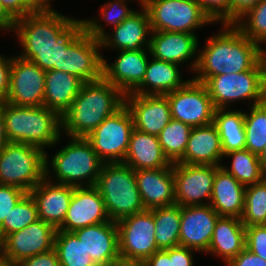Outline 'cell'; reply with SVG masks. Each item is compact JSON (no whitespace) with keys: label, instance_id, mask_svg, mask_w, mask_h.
I'll use <instances>...</instances> for the list:
<instances>
[{"label":"cell","instance_id":"cell-1","mask_svg":"<svg viewBox=\"0 0 266 266\" xmlns=\"http://www.w3.org/2000/svg\"><path fill=\"white\" fill-rule=\"evenodd\" d=\"M222 29L209 36L203 49L198 50L194 70L197 75L193 80L204 83L212 76L240 73L261 62L259 44L246 37L234 24H223Z\"/></svg>","mask_w":266,"mask_h":266},{"label":"cell","instance_id":"cell-2","mask_svg":"<svg viewBox=\"0 0 266 266\" xmlns=\"http://www.w3.org/2000/svg\"><path fill=\"white\" fill-rule=\"evenodd\" d=\"M124 105L125 94L103 77L85 82L71 107L61 116V133L86 138Z\"/></svg>","mask_w":266,"mask_h":266},{"label":"cell","instance_id":"cell-3","mask_svg":"<svg viewBox=\"0 0 266 266\" xmlns=\"http://www.w3.org/2000/svg\"><path fill=\"white\" fill-rule=\"evenodd\" d=\"M7 138L39 147H56L62 138L61 117L45 106H16L3 102Z\"/></svg>","mask_w":266,"mask_h":266},{"label":"cell","instance_id":"cell-4","mask_svg":"<svg viewBox=\"0 0 266 266\" xmlns=\"http://www.w3.org/2000/svg\"><path fill=\"white\" fill-rule=\"evenodd\" d=\"M68 140L62 149L51 156V160L45 151V178L53 183L73 187L95 186L104 162L86 138L69 137ZM50 171H54V181Z\"/></svg>","mask_w":266,"mask_h":266},{"label":"cell","instance_id":"cell-5","mask_svg":"<svg viewBox=\"0 0 266 266\" xmlns=\"http://www.w3.org/2000/svg\"><path fill=\"white\" fill-rule=\"evenodd\" d=\"M95 187L103 197L111 221L145 210L135 171L123 162L104 163Z\"/></svg>","mask_w":266,"mask_h":266},{"label":"cell","instance_id":"cell-6","mask_svg":"<svg viewBox=\"0 0 266 266\" xmlns=\"http://www.w3.org/2000/svg\"><path fill=\"white\" fill-rule=\"evenodd\" d=\"M101 42L90 36L80 18L61 37L59 71L75 75L85 82L102 78Z\"/></svg>","mask_w":266,"mask_h":266},{"label":"cell","instance_id":"cell-7","mask_svg":"<svg viewBox=\"0 0 266 266\" xmlns=\"http://www.w3.org/2000/svg\"><path fill=\"white\" fill-rule=\"evenodd\" d=\"M203 84L215 109L231 108L234 101L243 99L258 105L266 101V65L261 61L253 69L212 76Z\"/></svg>","mask_w":266,"mask_h":266},{"label":"cell","instance_id":"cell-8","mask_svg":"<svg viewBox=\"0 0 266 266\" xmlns=\"http://www.w3.org/2000/svg\"><path fill=\"white\" fill-rule=\"evenodd\" d=\"M45 151L29 144L9 142L0 153V184L29 193L45 178Z\"/></svg>","mask_w":266,"mask_h":266},{"label":"cell","instance_id":"cell-9","mask_svg":"<svg viewBox=\"0 0 266 266\" xmlns=\"http://www.w3.org/2000/svg\"><path fill=\"white\" fill-rule=\"evenodd\" d=\"M142 5L149 14L151 31L195 34L197 28L215 23L197 0H142Z\"/></svg>","mask_w":266,"mask_h":266},{"label":"cell","instance_id":"cell-10","mask_svg":"<svg viewBox=\"0 0 266 266\" xmlns=\"http://www.w3.org/2000/svg\"><path fill=\"white\" fill-rule=\"evenodd\" d=\"M141 10H136L108 34L101 21L83 19L87 33L101 42V48H112L116 51H138L149 49L151 26L147 9L140 4ZM148 38V39H147ZM146 46V47H145Z\"/></svg>","mask_w":266,"mask_h":266},{"label":"cell","instance_id":"cell-11","mask_svg":"<svg viewBox=\"0 0 266 266\" xmlns=\"http://www.w3.org/2000/svg\"><path fill=\"white\" fill-rule=\"evenodd\" d=\"M78 20L55 10L34 12L16 19L12 32L21 49L53 47Z\"/></svg>","mask_w":266,"mask_h":266},{"label":"cell","instance_id":"cell-12","mask_svg":"<svg viewBox=\"0 0 266 266\" xmlns=\"http://www.w3.org/2000/svg\"><path fill=\"white\" fill-rule=\"evenodd\" d=\"M133 130L132 115L124 105L106 118L86 139L104 163L123 162Z\"/></svg>","mask_w":266,"mask_h":266},{"label":"cell","instance_id":"cell-13","mask_svg":"<svg viewBox=\"0 0 266 266\" xmlns=\"http://www.w3.org/2000/svg\"><path fill=\"white\" fill-rule=\"evenodd\" d=\"M119 255L122 260L144 262L160 250L155 240V223L151 210L126 216L116 222Z\"/></svg>","mask_w":266,"mask_h":266},{"label":"cell","instance_id":"cell-14","mask_svg":"<svg viewBox=\"0 0 266 266\" xmlns=\"http://www.w3.org/2000/svg\"><path fill=\"white\" fill-rule=\"evenodd\" d=\"M165 95L173 119L192 128L213 123L215 108L203 83L191 78L179 89Z\"/></svg>","mask_w":266,"mask_h":266},{"label":"cell","instance_id":"cell-15","mask_svg":"<svg viewBox=\"0 0 266 266\" xmlns=\"http://www.w3.org/2000/svg\"><path fill=\"white\" fill-rule=\"evenodd\" d=\"M57 229L38 219L24 229L7 235L0 242V255L17 266L24 259L54 248Z\"/></svg>","mask_w":266,"mask_h":266},{"label":"cell","instance_id":"cell-16","mask_svg":"<svg viewBox=\"0 0 266 266\" xmlns=\"http://www.w3.org/2000/svg\"><path fill=\"white\" fill-rule=\"evenodd\" d=\"M219 167L173 163L176 204L180 206L210 204L214 177Z\"/></svg>","mask_w":266,"mask_h":266},{"label":"cell","instance_id":"cell-17","mask_svg":"<svg viewBox=\"0 0 266 266\" xmlns=\"http://www.w3.org/2000/svg\"><path fill=\"white\" fill-rule=\"evenodd\" d=\"M45 71L22 57H12L10 89L6 102L16 106H42Z\"/></svg>","mask_w":266,"mask_h":266},{"label":"cell","instance_id":"cell-18","mask_svg":"<svg viewBox=\"0 0 266 266\" xmlns=\"http://www.w3.org/2000/svg\"><path fill=\"white\" fill-rule=\"evenodd\" d=\"M108 221L111 220L99 190L95 186L74 187L65 220L57 230L74 232Z\"/></svg>","mask_w":266,"mask_h":266},{"label":"cell","instance_id":"cell-19","mask_svg":"<svg viewBox=\"0 0 266 266\" xmlns=\"http://www.w3.org/2000/svg\"><path fill=\"white\" fill-rule=\"evenodd\" d=\"M118 52L113 63L103 56L102 77L127 95L142 83L151 54L149 49Z\"/></svg>","mask_w":266,"mask_h":266},{"label":"cell","instance_id":"cell-20","mask_svg":"<svg viewBox=\"0 0 266 266\" xmlns=\"http://www.w3.org/2000/svg\"><path fill=\"white\" fill-rule=\"evenodd\" d=\"M219 217L210 204L181 206L180 246L206 253Z\"/></svg>","mask_w":266,"mask_h":266},{"label":"cell","instance_id":"cell-21","mask_svg":"<svg viewBox=\"0 0 266 266\" xmlns=\"http://www.w3.org/2000/svg\"><path fill=\"white\" fill-rule=\"evenodd\" d=\"M125 105L129 109L134 128L158 136L170 123L171 109L166 95H125Z\"/></svg>","mask_w":266,"mask_h":266},{"label":"cell","instance_id":"cell-22","mask_svg":"<svg viewBox=\"0 0 266 266\" xmlns=\"http://www.w3.org/2000/svg\"><path fill=\"white\" fill-rule=\"evenodd\" d=\"M198 46L199 40L196 34L152 31L149 50L151 57L161 61L180 66L190 62L189 70L194 72L198 60L197 52L200 49Z\"/></svg>","mask_w":266,"mask_h":266},{"label":"cell","instance_id":"cell-23","mask_svg":"<svg viewBox=\"0 0 266 266\" xmlns=\"http://www.w3.org/2000/svg\"><path fill=\"white\" fill-rule=\"evenodd\" d=\"M73 233L97 266H109L121 259L116 221L87 226Z\"/></svg>","mask_w":266,"mask_h":266},{"label":"cell","instance_id":"cell-24","mask_svg":"<svg viewBox=\"0 0 266 266\" xmlns=\"http://www.w3.org/2000/svg\"><path fill=\"white\" fill-rule=\"evenodd\" d=\"M74 187L44 178L29 194L35 201L38 219L58 229L64 222Z\"/></svg>","mask_w":266,"mask_h":266},{"label":"cell","instance_id":"cell-25","mask_svg":"<svg viewBox=\"0 0 266 266\" xmlns=\"http://www.w3.org/2000/svg\"><path fill=\"white\" fill-rule=\"evenodd\" d=\"M140 198L145 209L175 204L173 165L135 171Z\"/></svg>","mask_w":266,"mask_h":266},{"label":"cell","instance_id":"cell-26","mask_svg":"<svg viewBox=\"0 0 266 266\" xmlns=\"http://www.w3.org/2000/svg\"><path fill=\"white\" fill-rule=\"evenodd\" d=\"M223 155L220 135L211 123L191 129L184 156L177 163L220 166Z\"/></svg>","mask_w":266,"mask_h":266},{"label":"cell","instance_id":"cell-27","mask_svg":"<svg viewBox=\"0 0 266 266\" xmlns=\"http://www.w3.org/2000/svg\"><path fill=\"white\" fill-rule=\"evenodd\" d=\"M134 171L159 169L171 167V163L165 156L158 136L139 131L134 128L131 133L129 147L123 161Z\"/></svg>","mask_w":266,"mask_h":266},{"label":"cell","instance_id":"cell-28","mask_svg":"<svg viewBox=\"0 0 266 266\" xmlns=\"http://www.w3.org/2000/svg\"><path fill=\"white\" fill-rule=\"evenodd\" d=\"M245 188L220 166L214 177L211 207L219 216L241 218L244 212Z\"/></svg>","mask_w":266,"mask_h":266},{"label":"cell","instance_id":"cell-29","mask_svg":"<svg viewBox=\"0 0 266 266\" xmlns=\"http://www.w3.org/2000/svg\"><path fill=\"white\" fill-rule=\"evenodd\" d=\"M245 249V225L241 218L220 216L206 253L227 264Z\"/></svg>","mask_w":266,"mask_h":266},{"label":"cell","instance_id":"cell-30","mask_svg":"<svg viewBox=\"0 0 266 266\" xmlns=\"http://www.w3.org/2000/svg\"><path fill=\"white\" fill-rule=\"evenodd\" d=\"M83 83L75 75L63 71H45L43 106L61 117L71 107Z\"/></svg>","mask_w":266,"mask_h":266},{"label":"cell","instance_id":"cell-31","mask_svg":"<svg viewBox=\"0 0 266 266\" xmlns=\"http://www.w3.org/2000/svg\"><path fill=\"white\" fill-rule=\"evenodd\" d=\"M152 59V60H151ZM179 65L172 62L149 58L142 83L132 92L139 95H165L182 87L183 80Z\"/></svg>","mask_w":266,"mask_h":266},{"label":"cell","instance_id":"cell-32","mask_svg":"<svg viewBox=\"0 0 266 266\" xmlns=\"http://www.w3.org/2000/svg\"><path fill=\"white\" fill-rule=\"evenodd\" d=\"M244 113L242 110L230 108L214 111L213 123L220 135L224 154L245 149Z\"/></svg>","mask_w":266,"mask_h":266},{"label":"cell","instance_id":"cell-33","mask_svg":"<svg viewBox=\"0 0 266 266\" xmlns=\"http://www.w3.org/2000/svg\"><path fill=\"white\" fill-rule=\"evenodd\" d=\"M150 210L154 216L157 247L161 250L179 246L181 206L175 203Z\"/></svg>","mask_w":266,"mask_h":266},{"label":"cell","instance_id":"cell-34","mask_svg":"<svg viewBox=\"0 0 266 266\" xmlns=\"http://www.w3.org/2000/svg\"><path fill=\"white\" fill-rule=\"evenodd\" d=\"M225 157L233 158L231 165L227 167L221 164V168L231 174L243 186L260 183L266 178L257 154L243 149L226 153L223 155L224 159Z\"/></svg>","mask_w":266,"mask_h":266},{"label":"cell","instance_id":"cell-35","mask_svg":"<svg viewBox=\"0 0 266 266\" xmlns=\"http://www.w3.org/2000/svg\"><path fill=\"white\" fill-rule=\"evenodd\" d=\"M54 248L61 266H97L73 232L57 230Z\"/></svg>","mask_w":266,"mask_h":266},{"label":"cell","instance_id":"cell-36","mask_svg":"<svg viewBox=\"0 0 266 266\" xmlns=\"http://www.w3.org/2000/svg\"><path fill=\"white\" fill-rule=\"evenodd\" d=\"M191 129L190 125L172 118L158 135L160 146L171 163H177L184 156Z\"/></svg>","mask_w":266,"mask_h":266},{"label":"cell","instance_id":"cell-37","mask_svg":"<svg viewBox=\"0 0 266 266\" xmlns=\"http://www.w3.org/2000/svg\"><path fill=\"white\" fill-rule=\"evenodd\" d=\"M244 113L245 149L259 155L266 146V101Z\"/></svg>","mask_w":266,"mask_h":266},{"label":"cell","instance_id":"cell-38","mask_svg":"<svg viewBox=\"0 0 266 266\" xmlns=\"http://www.w3.org/2000/svg\"><path fill=\"white\" fill-rule=\"evenodd\" d=\"M241 221L245 226L266 225V178L245 188Z\"/></svg>","mask_w":266,"mask_h":266},{"label":"cell","instance_id":"cell-39","mask_svg":"<svg viewBox=\"0 0 266 266\" xmlns=\"http://www.w3.org/2000/svg\"><path fill=\"white\" fill-rule=\"evenodd\" d=\"M38 220V212L34 199L27 193L5 217L0 226V242L9 234L24 229Z\"/></svg>","mask_w":266,"mask_h":266},{"label":"cell","instance_id":"cell-40","mask_svg":"<svg viewBox=\"0 0 266 266\" xmlns=\"http://www.w3.org/2000/svg\"><path fill=\"white\" fill-rule=\"evenodd\" d=\"M234 25L246 37L260 45L266 38V0L259 1Z\"/></svg>","mask_w":266,"mask_h":266},{"label":"cell","instance_id":"cell-41","mask_svg":"<svg viewBox=\"0 0 266 266\" xmlns=\"http://www.w3.org/2000/svg\"><path fill=\"white\" fill-rule=\"evenodd\" d=\"M23 59L34 62L43 71L58 70L61 57V38L53 47L47 48H23L18 55Z\"/></svg>","mask_w":266,"mask_h":266},{"label":"cell","instance_id":"cell-42","mask_svg":"<svg viewBox=\"0 0 266 266\" xmlns=\"http://www.w3.org/2000/svg\"><path fill=\"white\" fill-rule=\"evenodd\" d=\"M127 1L128 0H108L101 6L100 19L106 21L105 25H111L113 26L111 29H114L136 11L127 7ZM136 2H138V5L142 4V0H137Z\"/></svg>","mask_w":266,"mask_h":266},{"label":"cell","instance_id":"cell-43","mask_svg":"<svg viewBox=\"0 0 266 266\" xmlns=\"http://www.w3.org/2000/svg\"><path fill=\"white\" fill-rule=\"evenodd\" d=\"M245 248L266 261V225L245 226Z\"/></svg>","mask_w":266,"mask_h":266},{"label":"cell","instance_id":"cell-44","mask_svg":"<svg viewBox=\"0 0 266 266\" xmlns=\"http://www.w3.org/2000/svg\"><path fill=\"white\" fill-rule=\"evenodd\" d=\"M215 23L230 24L231 0H197Z\"/></svg>","mask_w":266,"mask_h":266},{"label":"cell","instance_id":"cell-45","mask_svg":"<svg viewBox=\"0 0 266 266\" xmlns=\"http://www.w3.org/2000/svg\"><path fill=\"white\" fill-rule=\"evenodd\" d=\"M28 192L14 186L0 184V226L4 219L11 212L13 207L27 194Z\"/></svg>","mask_w":266,"mask_h":266},{"label":"cell","instance_id":"cell-46","mask_svg":"<svg viewBox=\"0 0 266 266\" xmlns=\"http://www.w3.org/2000/svg\"><path fill=\"white\" fill-rule=\"evenodd\" d=\"M12 56L0 54V103L6 101L10 89Z\"/></svg>","mask_w":266,"mask_h":266},{"label":"cell","instance_id":"cell-47","mask_svg":"<svg viewBox=\"0 0 266 266\" xmlns=\"http://www.w3.org/2000/svg\"><path fill=\"white\" fill-rule=\"evenodd\" d=\"M17 266H61L55 248L24 259Z\"/></svg>","mask_w":266,"mask_h":266},{"label":"cell","instance_id":"cell-48","mask_svg":"<svg viewBox=\"0 0 266 266\" xmlns=\"http://www.w3.org/2000/svg\"><path fill=\"white\" fill-rule=\"evenodd\" d=\"M3 10L15 21L34 13L23 0H0Z\"/></svg>","mask_w":266,"mask_h":266},{"label":"cell","instance_id":"cell-49","mask_svg":"<svg viewBox=\"0 0 266 266\" xmlns=\"http://www.w3.org/2000/svg\"><path fill=\"white\" fill-rule=\"evenodd\" d=\"M198 251L183 247L176 246L169 248V257L171 259V266H194L193 253Z\"/></svg>","mask_w":266,"mask_h":266},{"label":"cell","instance_id":"cell-50","mask_svg":"<svg viewBox=\"0 0 266 266\" xmlns=\"http://www.w3.org/2000/svg\"><path fill=\"white\" fill-rule=\"evenodd\" d=\"M225 266H266V261L245 248Z\"/></svg>","mask_w":266,"mask_h":266},{"label":"cell","instance_id":"cell-51","mask_svg":"<svg viewBox=\"0 0 266 266\" xmlns=\"http://www.w3.org/2000/svg\"><path fill=\"white\" fill-rule=\"evenodd\" d=\"M261 0H231L230 24H235L243 15Z\"/></svg>","mask_w":266,"mask_h":266},{"label":"cell","instance_id":"cell-52","mask_svg":"<svg viewBox=\"0 0 266 266\" xmlns=\"http://www.w3.org/2000/svg\"><path fill=\"white\" fill-rule=\"evenodd\" d=\"M143 264L144 266H171L169 248L156 251Z\"/></svg>","mask_w":266,"mask_h":266},{"label":"cell","instance_id":"cell-53","mask_svg":"<svg viewBox=\"0 0 266 266\" xmlns=\"http://www.w3.org/2000/svg\"><path fill=\"white\" fill-rule=\"evenodd\" d=\"M10 141L7 138L5 121L3 115V102L0 103V153L4 150Z\"/></svg>","mask_w":266,"mask_h":266},{"label":"cell","instance_id":"cell-54","mask_svg":"<svg viewBox=\"0 0 266 266\" xmlns=\"http://www.w3.org/2000/svg\"><path fill=\"white\" fill-rule=\"evenodd\" d=\"M14 20L3 10L0 4V30L12 32Z\"/></svg>","mask_w":266,"mask_h":266},{"label":"cell","instance_id":"cell-55","mask_svg":"<svg viewBox=\"0 0 266 266\" xmlns=\"http://www.w3.org/2000/svg\"><path fill=\"white\" fill-rule=\"evenodd\" d=\"M109 266H144V264L141 261H126L119 259L118 261L111 263Z\"/></svg>","mask_w":266,"mask_h":266},{"label":"cell","instance_id":"cell-56","mask_svg":"<svg viewBox=\"0 0 266 266\" xmlns=\"http://www.w3.org/2000/svg\"><path fill=\"white\" fill-rule=\"evenodd\" d=\"M34 12H41V0H23Z\"/></svg>","mask_w":266,"mask_h":266},{"label":"cell","instance_id":"cell-57","mask_svg":"<svg viewBox=\"0 0 266 266\" xmlns=\"http://www.w3.org/2000/svg\"><path fill=\"white\" fill-rule=\"evenodd\" d=\"M258 158L261 162V167L263 169L264 174L266 175V146L262 150V152L258 155Z\"/></svg>","mask_w":266,"mask_h":266},{"label":"cell","instance_id":"cell-58","mask_svg":"<svg viewBox=\"0 0 266 266\" xmlns=\"http://www.w3.org/2000/svg\"><path fill=\"white\" fill-rule=\"evenodd\" d=\"M51 0H41V12L52 11Z\"/></svg>","mask_w":266,"mask_h":266},{"label":"cell","instance_id":"cell-59","mask_svg":"<svg viewBox=\"0 0 266 266\" xmlns=\"http://www.w3.org/2000/svg\"><path fill=\"white\" fill-rule=\"evenodd\" d=\"M266 44V38L260 43V59L261 61L266 65V48L263 49V47L261 48L262 45Z\"/></svg>","mask_w":266,"mask_h":266},{"label":"cell","instance_id":"cell-60","mask_svg":"<svg viewBox=\"0 0 266 266\" xmlns=\"http://www.w3.org/2000/svg\"><path fill=\"white\" fill-rule=\"evenodd\" d=\"M0 266H13L4 257L0 255Z\"/></svg>","mask_w":266,"mask_h":266}]
</instances>
